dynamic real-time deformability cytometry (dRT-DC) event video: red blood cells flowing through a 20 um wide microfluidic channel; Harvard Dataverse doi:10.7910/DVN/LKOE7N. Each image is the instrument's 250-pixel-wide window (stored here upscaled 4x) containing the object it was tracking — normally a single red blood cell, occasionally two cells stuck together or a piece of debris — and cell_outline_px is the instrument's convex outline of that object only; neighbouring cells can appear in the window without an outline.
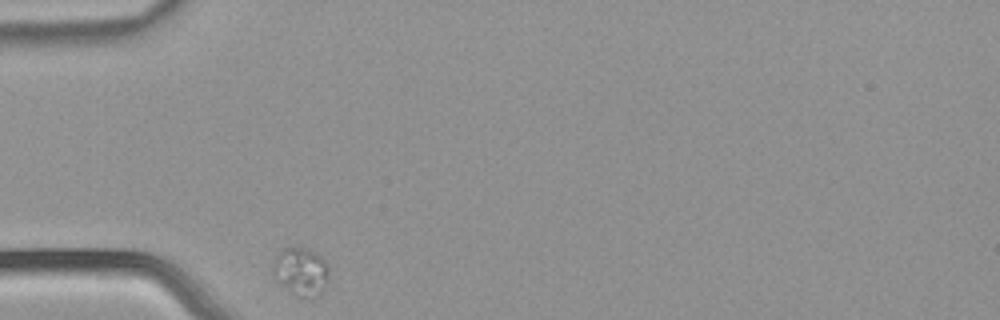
{"species": "common noctule bat (a hibernating species)", "species_latin": "Nyctalus noctula", "temperature_condition": "warm", "stored_images_in_passage": 31, "camera_frame_rate_fps": 3000, "um_per_image_px": 0.085, "animal": {"sex": "male", "body_mass_g": 21.5, "forearm_length_mm": 52.0}, "frame": {"image": 1, "passage_image": 1, "time_ms": 0.0, "image_size_px": [1000, 320], "cell_outline_px": [[328, 280], [324, 288], [316, 296], [300, 296], [280, 284], [272, 268], [272, 264], [280, 248], [288, 244], [292, 244], [304, 248], [320, 256], [324, 260], [328, 268]], "centroid_in_image_um": [25.55, 22.99], "position_along_channel_um": 59.5, "area_um2": 15.55}}